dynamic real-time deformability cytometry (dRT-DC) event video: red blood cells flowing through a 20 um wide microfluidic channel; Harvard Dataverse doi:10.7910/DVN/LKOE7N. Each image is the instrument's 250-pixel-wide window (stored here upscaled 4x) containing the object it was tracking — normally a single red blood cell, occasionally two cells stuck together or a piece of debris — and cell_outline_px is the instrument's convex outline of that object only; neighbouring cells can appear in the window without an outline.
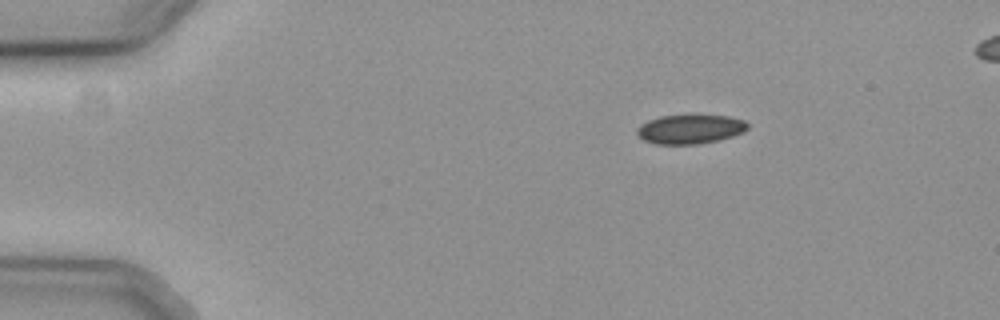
{"species": "common noctule bat (a hibernating species)", "species_latin": "Nyctalus noctula", "temperature_condition": "cold", "stored_images_in_passage": 49, "segment_of_instrument_passage": [1, 2], "camera_frame_rate_fps": 3000, "um_per_image_px": 0.085, "animal": {"sex": "female", "body_mass_g": 19.3, "forearm_length_mm": 54.1}, "frame": {"image": 1, "passage_image": 1, "time_ms": 0.0, "image_size_px": [1000, 320], "cell_outline_px": [[748, 128], [744, 132], [720, 140], [696, 144], [656, 144], [644, 140], [636, 132], [636, 128], [640, 124], [648, 120], [660, 116], [728, 116], [744, 120], [748, 124]], "centroid_in_image_um": [58.66, 10.99], "position_along_channel_um": 26.3, "area_um2": 18.67}}
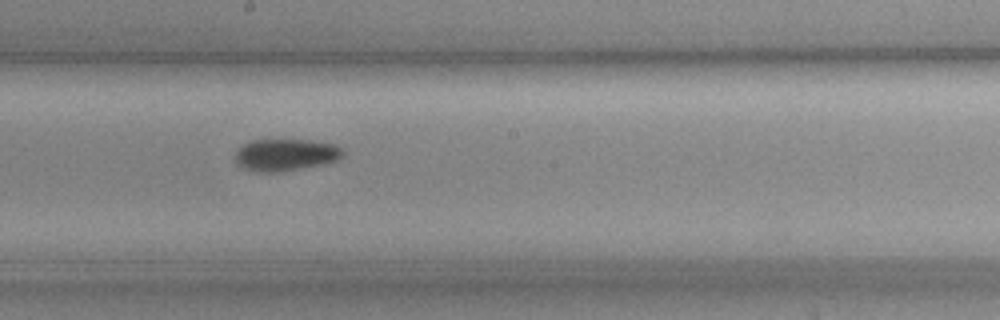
{"frame": {"image": 2, "passage_image": 23, "time_ms": 7.333, "image_size_px": [1000, 320], "cell_outline_px": [[344, 156], [336, 160], [324, 164], [280, 172], [256, 172], [240, 168], [236, 164], [236, 152], [244, 144], [252, 140], [308, 140], [336, 144], [344, 152]], "centroid_in_image_um": [24.27, 13.17], "position_along_channel_um": 223.9, "area_um2": 20.17}}
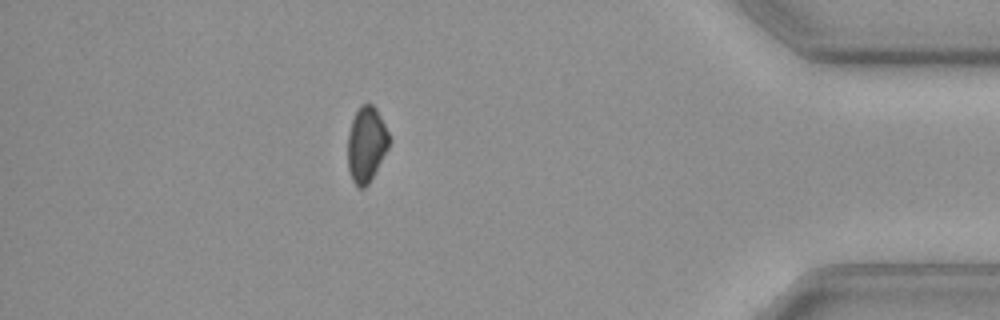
{"frame": {"image": 3, "passage_image": 41, "time_ms": 13.333, "image_size_px": [1000, 320], "cell_outline_px": [[388, 148], [368, 184], [364, 188], [360, 188], [352, 180], [348, 168], [348, 132], [352, 120], [360, 104], [372, 104], [376, 108], [388, 132]], "centroid_in_image_um": [31.12, 12.26], "position_along_channel_um": 404.1, "area_um2": 17.86}}